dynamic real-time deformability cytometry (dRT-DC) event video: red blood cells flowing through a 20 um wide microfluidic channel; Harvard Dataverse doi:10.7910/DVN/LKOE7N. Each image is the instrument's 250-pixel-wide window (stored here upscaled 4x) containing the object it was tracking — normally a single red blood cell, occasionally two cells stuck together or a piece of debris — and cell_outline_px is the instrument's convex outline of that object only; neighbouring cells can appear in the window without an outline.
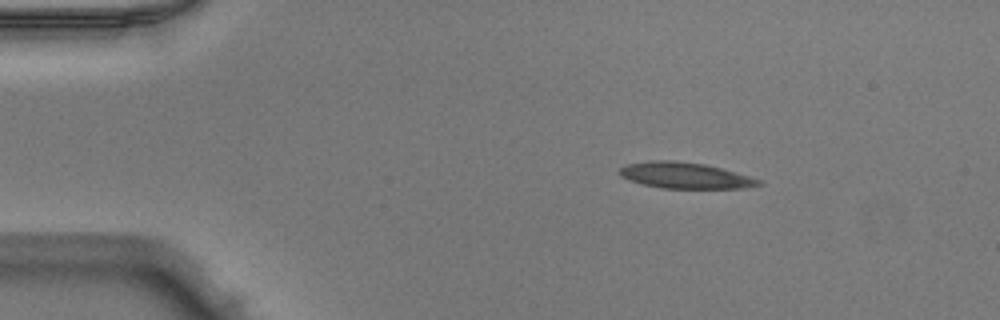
{"species": "Egyptian fruit bat (a non-hibernating species)", "species_latin": "Rousettus aegyptiacus", "temperature_condition": "warm", "stored_images_in_passage": 43, "camera_frame_rate_fps": 3000, "um_per_image_px": 0.085, "animal": {"sex": "male"}, "frame": {"image": 1, "passage_image": 1, "time_ms": 0.0, "image_size_px": [1000, 320], "cell_outline_px": [[764, 184], [744, 188], [660, 188], [628, 180], [620, 176], [620, 168], [628, 164], [648, 160], [676, 160], [704, 164], [736, 172], [760, 180]], "centroid_in_image_um": [58.21, 14.91], "position_along_channel_um": 26.8, "area_um2": 21.04}}
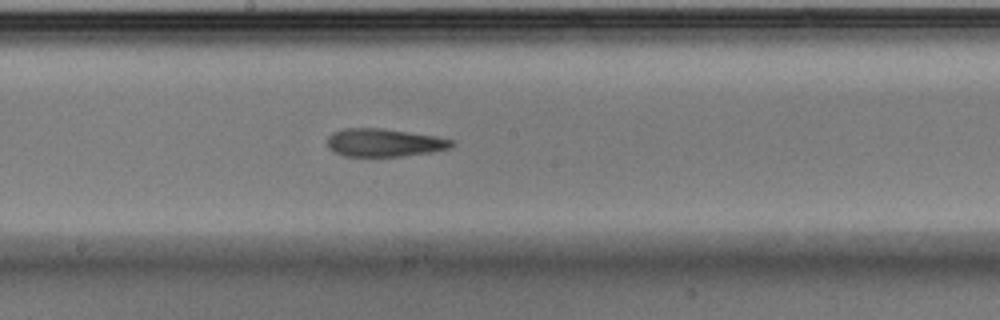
{"frame": {"image": 2, "passage_image": 20, "time_ms": 6.333, "image_size_px": [1000, 320], "cell_outline_px": [[456, 144], [452, 148], [432, 152], [404, 156], [344, 156], [328, 148], [328, 136], [332, 132], [344, 128], [380, 128], [436, 136], [456, 140]], "centroid_in_image_um": [32.71, 12.12], "position_along_channel_um": 215.5, "area_um2": 20.46}}
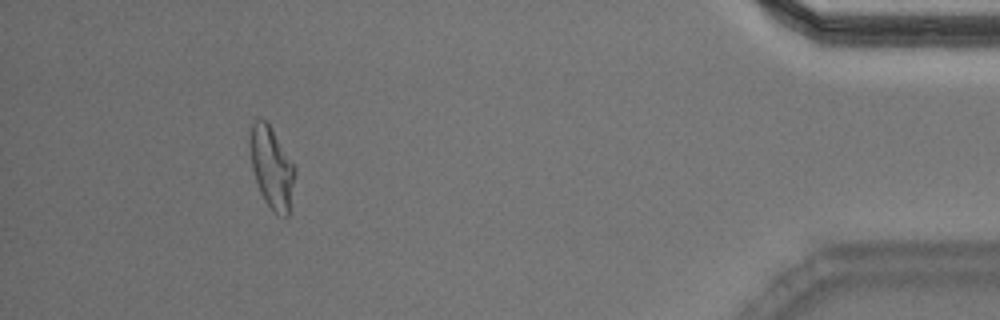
{"frame": {"image": 3, "passage_image": 39, "time_ms": 12.667, "image_size_px": [1000, 320], "cell_outline_px": [[296, 172], [288, 216], [284, 216], [276, 212], [264, 200], [260, 192], [252, 168], [252, 124], [256, 120], [264, 120], [272, 128], [296, 168]], "centroid_in_image_um": [23.14, 14.28], "position_along_channel_um": 412.1, "area_um2": 20.46}, "authors_computed_cell_mechanics": {"area_um2": 21.097, "velocity_mm_per_s": 4.012, "shape_relaxation_time_tau1_ms": 6.874, "shape_relaxation_time_tau2_ms": 2.5362, "deformation_change_tau1": 0.2105, "deformation_change_tau2": 0.1065}}